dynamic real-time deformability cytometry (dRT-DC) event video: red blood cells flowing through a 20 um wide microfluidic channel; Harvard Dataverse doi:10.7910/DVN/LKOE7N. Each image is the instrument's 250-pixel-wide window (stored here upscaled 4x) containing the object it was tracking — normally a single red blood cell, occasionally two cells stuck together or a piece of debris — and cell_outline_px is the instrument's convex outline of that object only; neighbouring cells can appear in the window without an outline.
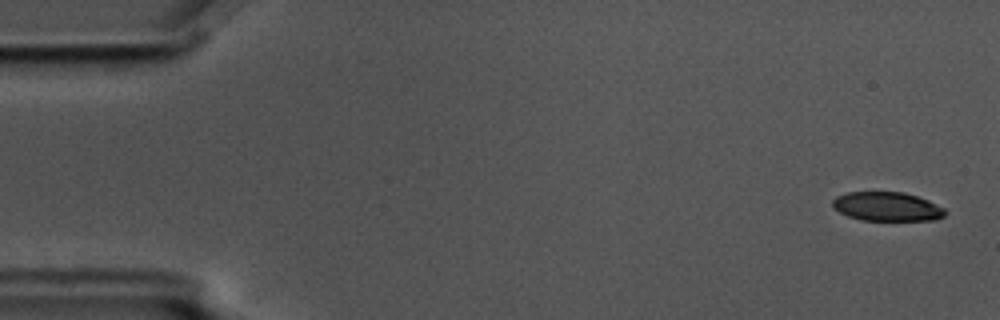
{"species": "common noctule bat (a hibernating species)", "species_latin": "Nyctalus noctula", "temperature_condition": "cold", "stored_images_in_passage": 53, "camera_frame_rate_fps": 3000, "um_per_image_px": 0.085, "animal": {"sex": "male", "body_mass_g": 17.5, "forearm_length_mm": 52.3}, "frame": {"image": 1, "passage_image": 2, "time_ms": 0.333, "image_size_px": [1000, 320], "cell_outline_px": [[948, 212], [944, 216], [936, 220], [860, 220], [848, 216], [832, 208], [832, 200], [836, 196], [848, 192], [904, 192], [928, 200], [944, 208]], "centroid_in_image_um": [75.39, 17.56], "position_along_channel_um": 9.6, "area_um2": 19.13}}
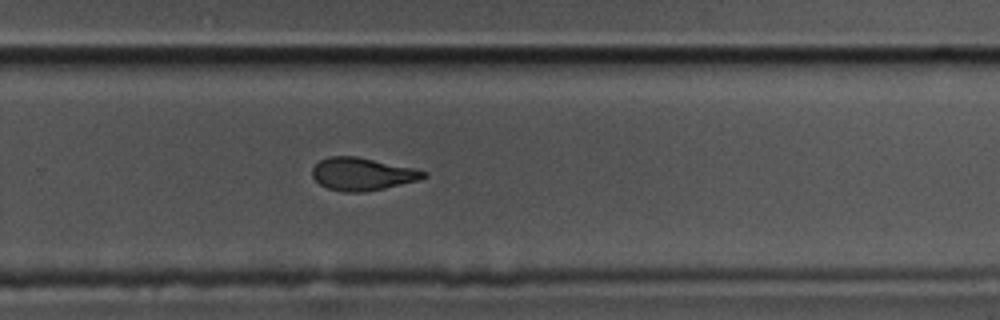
{"frame": {"image": 2, "passage_image": 37, "time_ms": 12.0, "image_size_px": [1000, 320], "cell_outline_px": [[428, 176], [420, 180], [384, 188], [364, 192], [344, 192], [328, 188], [320, 184], [312, 176], [312, 168], [320, 160], [328, 156], [356, 156], [416, 168], [428, 172]], "centroid_in_image_um": [30.83, 14.78], "position_along_channel_um": 299.0, "area_um2": 21.33}}
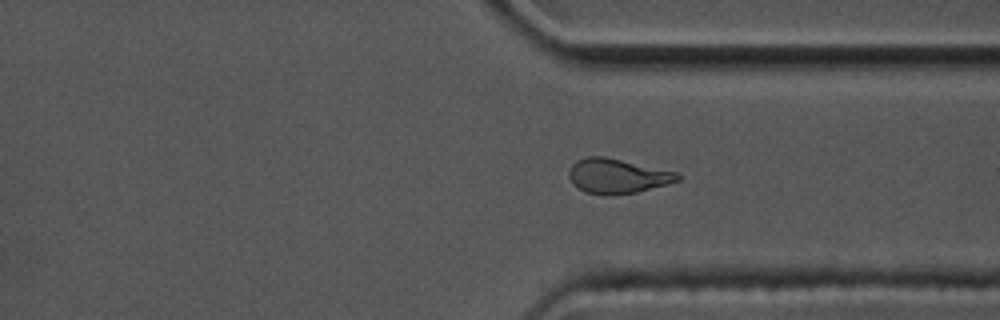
{"frame": {"image": 3, "passage_image": 42, "time_ms": 13.667, "image_size_px": [1000, 320], "cell_outline_px": [[680, 180], [636, 192], [584, 192], [568, 176], [568, 172], [572, 164], [576, 160], [588, 156], [604, 156], [676, 172], [680, 176]], "centroid_in_image_um": [52.47, 14.91], "position_along_channel_um": 358.9, "area_um2": 20.92}, "authors_computed_cell_mechanics": {"area_um2": 22.0218, "velocity_mm_per_s": 3.571, "shape_relaxation_time_tau1_ms": 9.2343, "shape_relaxation_time_tau2_ms": 3.6404, "deformation_change_tau1": 0.2173, "deformation_change_tau2": 0.1096}}